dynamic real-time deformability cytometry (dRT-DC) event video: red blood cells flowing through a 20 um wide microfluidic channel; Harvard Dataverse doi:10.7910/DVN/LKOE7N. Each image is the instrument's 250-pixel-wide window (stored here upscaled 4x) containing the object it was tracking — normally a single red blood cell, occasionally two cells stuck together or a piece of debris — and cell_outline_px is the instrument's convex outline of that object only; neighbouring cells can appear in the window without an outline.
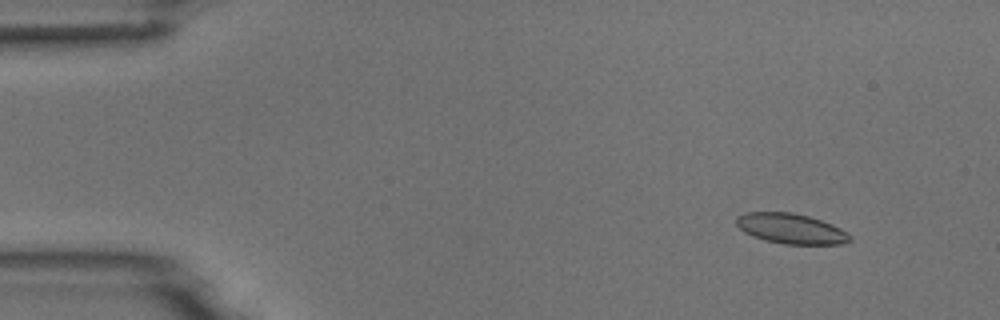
{"species": "common noctule bat (a hibernating species)", "species_latin": "Nyctalus noctula", "temperature_condition": "room temperature", "stored_images_in_passage": 5, "camera_frame_rate_fps": 3000, "um_per_image_px": 0.085, "animal": {"sex": "male", "body_mass_g": 18.8}, "frame": {"image": 1, "passage_image": 2, "time_ms": 1.333, "image_size_px": [1000, 320], "cell_outline_px": [[852, 240], [844, 244], [784, 244], [764, 240], [752, 236], [744, 232], [736, 224], [736, 216], [744, 212], [792, 212], [808, 216], [832, 224], [848, 232], [852, 236]], "centroid_in_image_um": [67.24, 19.43], "position_along_channel_um": 17.8, "area_um2": 20.17}}
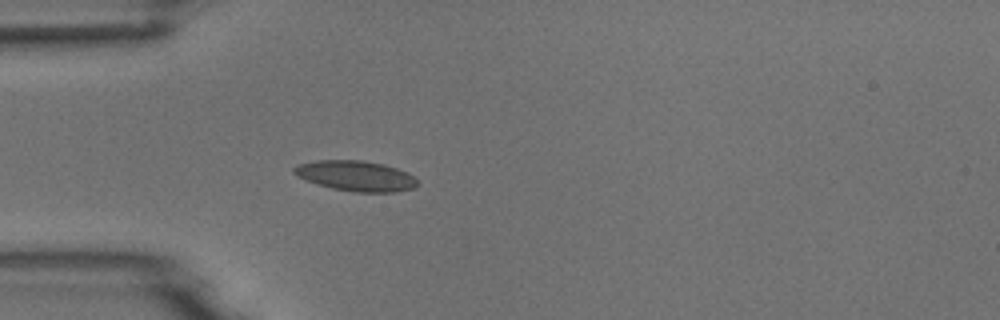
{"frame": {"image": 2, "passage_image": 5, "time_ms": 4.667, "image_size_px": [1000, 320], "cell_outline_px": [[420, 184], [416, 188], [396, 192], [352, 192], [332, 188], [316, 184], [296, 176], [292, 172], [292, 168], [300, 164], [316, 160], [364, 160], [384, 164], [408, 172]], "centroid_in_image_um": [30.26, 14.95], "position_along_channel_um": 54.7, "area_um2": 22.08}}